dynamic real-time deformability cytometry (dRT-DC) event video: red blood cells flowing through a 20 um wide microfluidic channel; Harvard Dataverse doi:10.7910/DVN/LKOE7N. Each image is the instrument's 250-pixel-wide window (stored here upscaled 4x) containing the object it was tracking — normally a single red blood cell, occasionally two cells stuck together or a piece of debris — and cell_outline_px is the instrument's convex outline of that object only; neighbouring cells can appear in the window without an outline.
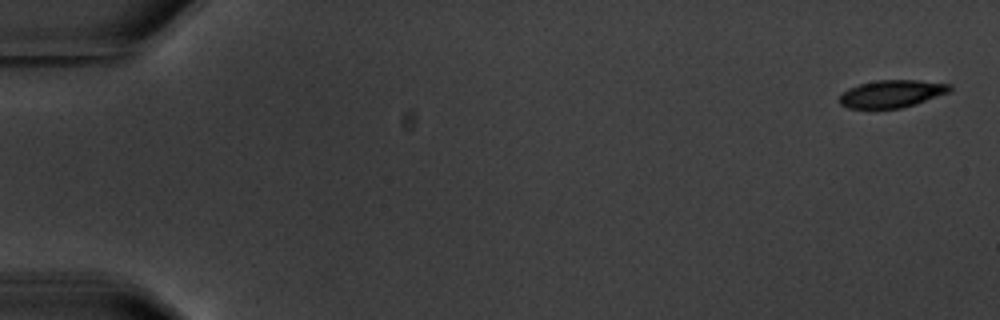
{"species": "common noctule bat (a hibernating species)", "species_latin": "Nyctalus noctula", "temperature_condition": "warm", "stored_images_in_passage": 6, "segment_of_instrument_passage": [2, 2], "camera_frame_rate_fps": 3000, "um_per_image_px": 0.085, "animal": {"sex": "male", "body_mass_g": 20.1, "forearm_length_mm": 53.5}, "frame": {"image": 1, "passage_image": 6, "time_ms": 6.0, "image_size_px": [1000, 320], "cell_outline_px": [[952, 88], [948, 92], [916, 104], [900, 108], [848, 108], [840, 104], [840, 96], [848, 88], [860, 84], [880, 80], [916, 80], [952, 84]], "centroid_in_image_um": [75.81, 7.97], "position_along_channel_um": 9.2, "area_um2": 17.46}}